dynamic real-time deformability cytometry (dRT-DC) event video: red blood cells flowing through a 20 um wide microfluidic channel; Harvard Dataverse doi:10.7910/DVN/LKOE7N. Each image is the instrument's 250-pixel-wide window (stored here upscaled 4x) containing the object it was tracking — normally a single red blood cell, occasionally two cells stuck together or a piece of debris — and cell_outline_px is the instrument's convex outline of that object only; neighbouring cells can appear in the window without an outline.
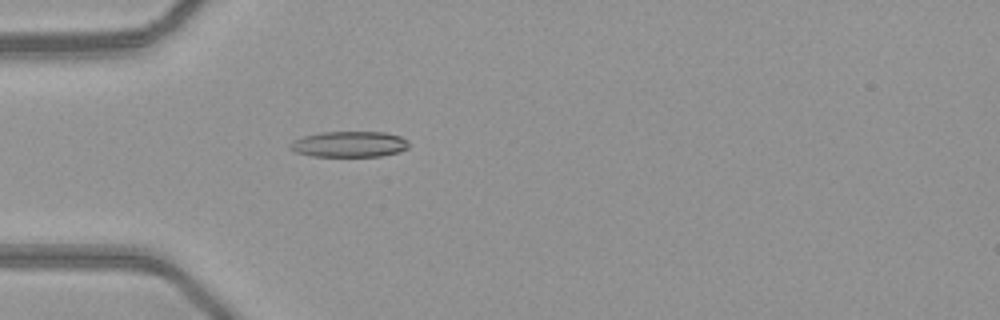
{"species": "common noctule bat (a hibernating species)", "species_latin": "Nyctalus noctula", "temperature_condition": "warm", "stored_images_in_passage": 51, "camera_frame_rate_fps": 3000, "um_per_image_px": 0.085, "animal": {"sex": "female", "body_mass_g": 21.9}, "frame": {"image": 1, "passage_image": 16, "time_ms": 5.0, "image_size_px": [1000, 320], "cell_outline_px": [[408, 148], [400, 152], [380, 156], [312, 156], [296, 152], [288, 148], [288, 144], [292, 140], [304, 136], [320, 132], [384, 132], [400, 136], [408, 140]], "centroid_in_image_um": [29.67, 12.25], "position_along_channel_um": 55.3, "area_um2": 17.98}}
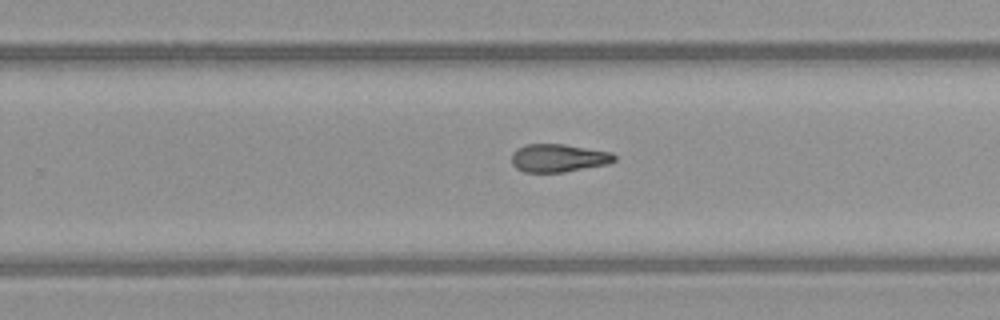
{"frame": {"image": 2, "passage_image": 33, "time_ms": 10.667, "image_size_px": [1000, 320], "cell_outline_px": [[616, 160], [608, 164], [564, 172], [524, 172], [516, 168], [512, 164], [512, 152], [516, 148], [528, 144], [564, 144], [612, 152], [616, 156]], "centroid_in_image_um": [47.47, 13.43], "position_along_channel_um": 282.3, "area_um2": 16.88}}
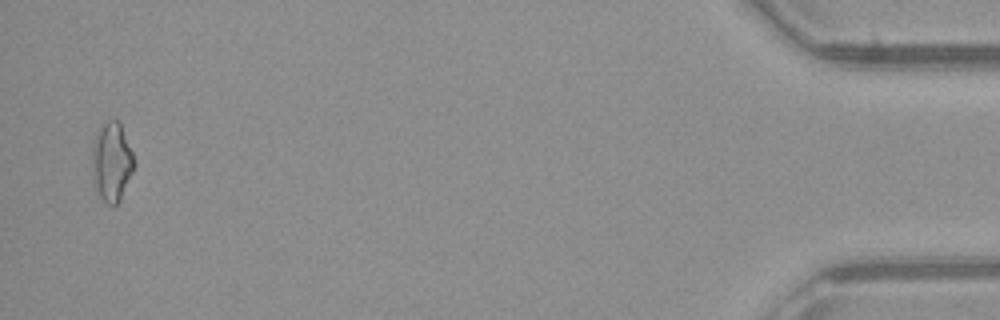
{"frame": {"image": 3, "passage_image": 50, "time_ms": 16.333, "image_size_px": [1000, 320], "cell_outline_px": [[136, 164], [120, 200], [116, 204], [108, 204], [100, 196], [96, 188], [92, 176], [92, 144], [96, 132], [100, 124], [104, 120], [120, 120], [132, 152]], "centroid_in_image_um": [9.49, 13.69], "position_along_channel_um": 425.7, "area_um2": 19.59}, "authors_computed_cell_mechanics": {"area_um2": 17.5134, "velocity_mm_per_s": 4.1248, "shape_relaxation_time_tau1_ms": null, "shape_relaxation_time_tau2_ms": 8.3709, "deformation_change_tau1": null, "deformation_change_tau2": 0.2072}}